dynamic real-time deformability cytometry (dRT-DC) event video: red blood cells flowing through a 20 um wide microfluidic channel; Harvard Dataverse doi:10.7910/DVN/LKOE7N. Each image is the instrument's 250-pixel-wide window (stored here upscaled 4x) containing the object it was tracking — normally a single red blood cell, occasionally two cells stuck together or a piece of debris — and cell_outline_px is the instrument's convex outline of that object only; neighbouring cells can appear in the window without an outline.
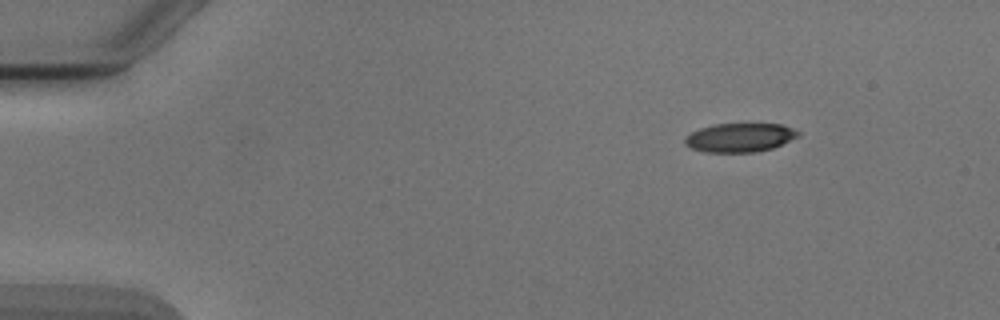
{"species": "Egyptian fruit bat (a non-hibernating species)", "species_latin": "Rousettus aegyptiacus", "temperature_condition": "cold", "stored_images_in_passage": 5, "camera_frame_rate_fps": 3000, "um_per_image_px": 0.085, "animal": {"sex": "male"}, "frame": {"image": 1, "passage_image": 1, "time_ms": 0.0, "image_size_px": [1000, 320], "cell_outline_px": [[800, 136], [772, 148], [756, 152], [704, 152], [692, 148], [684, 144], [684, 140], [692, 132], [700, 128], [716, 124], [780, 124], [792, 128], [800, 132]], "centroid_in_image_um": [62.9, 11.69], "position_along_channel_um": 22.1, "area_um2": 18.9}}
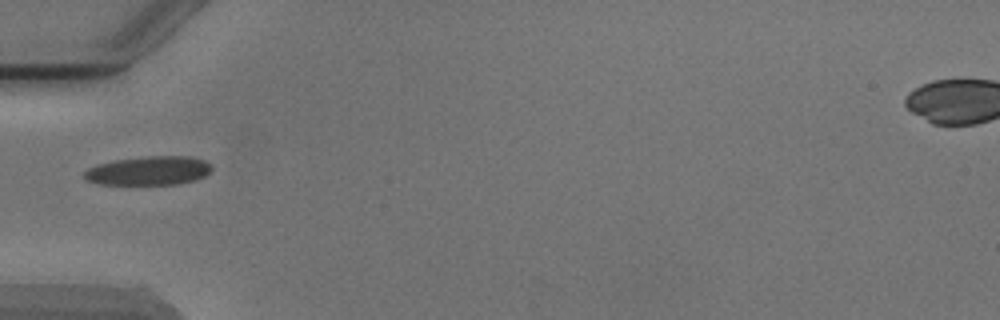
{"frame": {"image": 2, "passage_image": 4, "time_ms": 3.667, "image_size_px": [1000, 320], "cell_outline_px": [[212, 168], [204, 176], [196, 180], [176, 184], [100, 184], [84, 180], [84, 172], [88, 168], [96, 164], [112, 160], [148, 156], [188, 156], [204, 160], [212, 164]], "centroid_in_image_um": [12.62, 14.5], "position_along_channel_um": 72.4, "area_um2": 21.56}}
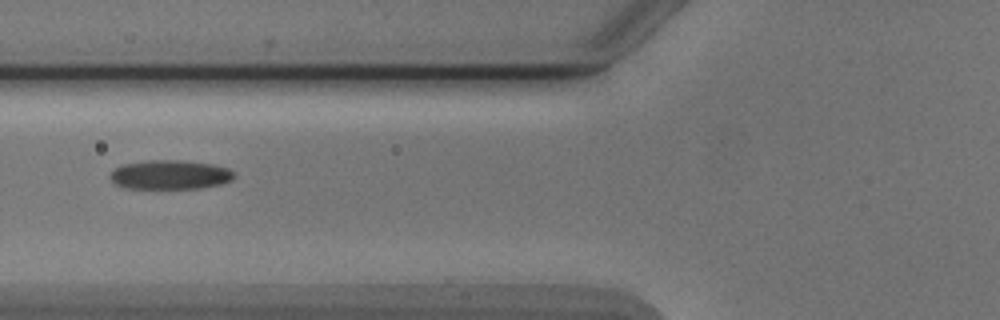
{"frame": {"image": 3, "passage_image": 5, "time_ms": 4.667, "image_size_px": [1000, 320], "cell_outline_px": [[236, 176], [232, 180], [220, 184], [200, 188], [124, 188], [116, 184], [112, 180], [112, 172], [116, 168], [124, 164], [148, 160], [180, 160], [212, 164], [228, 168], [236, 172]], "centroid_in_image_um": [14.52, 14.85], "position_along_channel_um": 111.3, "area_um2": 20.98}}